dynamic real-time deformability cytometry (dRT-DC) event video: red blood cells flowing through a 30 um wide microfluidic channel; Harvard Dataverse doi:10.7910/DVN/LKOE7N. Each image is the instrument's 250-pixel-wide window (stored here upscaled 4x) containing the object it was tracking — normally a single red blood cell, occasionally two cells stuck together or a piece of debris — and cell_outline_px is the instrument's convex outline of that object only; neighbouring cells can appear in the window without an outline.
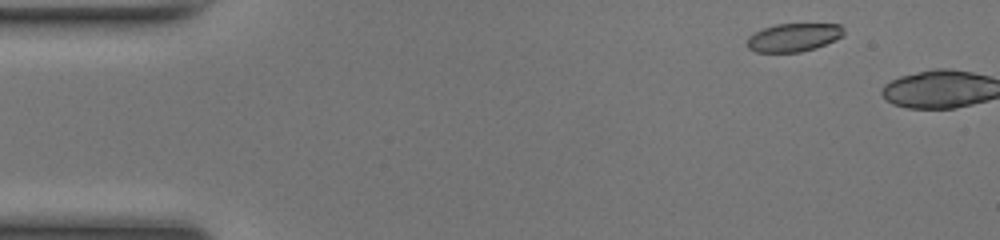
{"species": "common noctule bat (a hibernating species)", "species_latin": "Nyctalus noctula", "temperature_condition": "room temperature", "stored_images_in_passage": 5, "camera_frame_rate_fps": 3000, "um_per_image_px": 0.085, "animal": {"sex": "female", "body_mass_g": 17.0, "forearm_length_mm": 48.0}, "frame": {"image": 1, "passage_image": 4, "time_ms": 1.0, "image_size_px": [1000, 240], "cell_outline_px": [[844, 36], [836, 40], [816, 48], [800, 52], [756, 52], [748, 48], [748, 36], [764, 28], [776, 24], [840, 24], [844, 28]], "centroid_in_image_um": [67.5, 3.18], "position_along_channel_um": 17.5, "area_um2": 15.95}}